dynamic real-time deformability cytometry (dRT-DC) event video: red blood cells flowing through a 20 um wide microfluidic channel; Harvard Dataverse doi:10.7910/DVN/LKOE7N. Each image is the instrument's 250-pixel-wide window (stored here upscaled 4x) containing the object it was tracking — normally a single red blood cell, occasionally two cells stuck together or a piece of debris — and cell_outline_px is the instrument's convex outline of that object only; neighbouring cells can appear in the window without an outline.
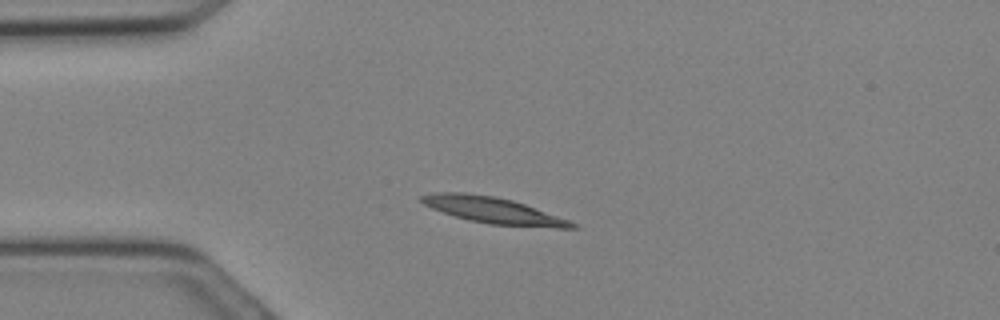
{"species": "Egyptian fruit bat (a non-hibernating species)", "species_latin": "Rousettus aegyptiacus", "temperature_condition": "cold", "stored_images_in_passage": 18, "camera_frame_rate_fps": 3000, "um_per_image_px": 0.085, "animal": {"sex": "female"}, "frame": {"image": 1, "passage_image": 5, "time_ms": 1.333, "image_size_px": [1000, 320], "cell_outline_px": [[580, 228], [556, 228], [488, 224], [468, 220], [432, 208], [424, 204], [420, 200], [420, 196], [432, 192], [464, 192], [496, 196], [512, 200], [524, 204], [568, 220], [576, 224]], "centroid_in_image_um": [41.9, 17.87], "position_along_channel_um": 43.1, "area_um2": 22.83}}
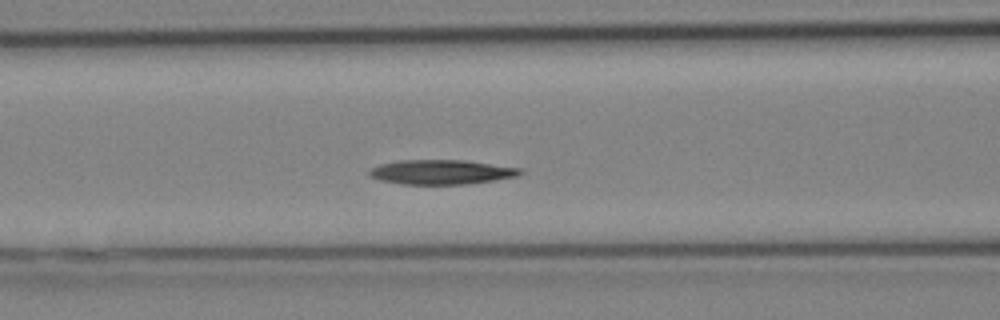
{"frame": {"image": 2, "passage_image": 10, "time_ms": 3.0, "image_size_px": [1000, 320], "cell_outline_px": [[524, 172], [520, 176], [496, 180], [468, 184], [400, 184], [380, 180], [368, 176], [368, 172], [372, 168], [380, 164], [400, 160], [464, 160], [524, 168]], "centroid_in_image_um": [37.57, 14.62], "position_along_channel_um": 129.0, "area_um2": 21.85}}
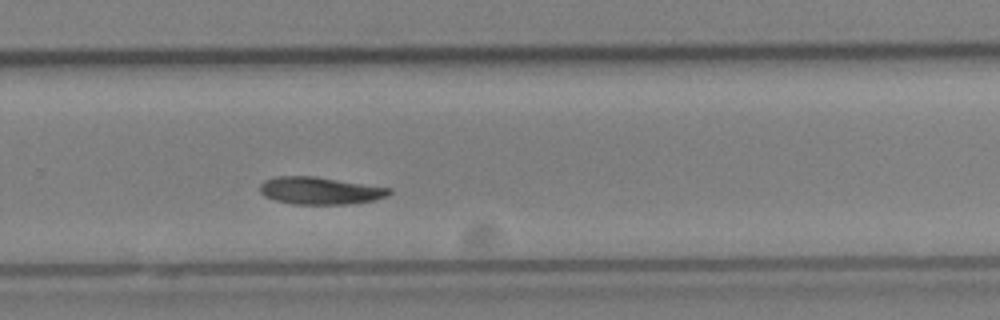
{"frame": {"image": 3, "passage_image": 18, "time_ms": 5.667, "image_size_px": [1000, 320], "cell_outline_px": [[392, 192], [388, 196], [376, 200], [348, 204], [292, 204], [276, 200], [264, 196], [260, 192], [260, 184], [264, 180], [276, 176], [316, 176], [392, 188]], "centroid_in_image_um": [27.22, 16.2], "position_along_channel_um": 302.6, "area_um2": 20.81}}